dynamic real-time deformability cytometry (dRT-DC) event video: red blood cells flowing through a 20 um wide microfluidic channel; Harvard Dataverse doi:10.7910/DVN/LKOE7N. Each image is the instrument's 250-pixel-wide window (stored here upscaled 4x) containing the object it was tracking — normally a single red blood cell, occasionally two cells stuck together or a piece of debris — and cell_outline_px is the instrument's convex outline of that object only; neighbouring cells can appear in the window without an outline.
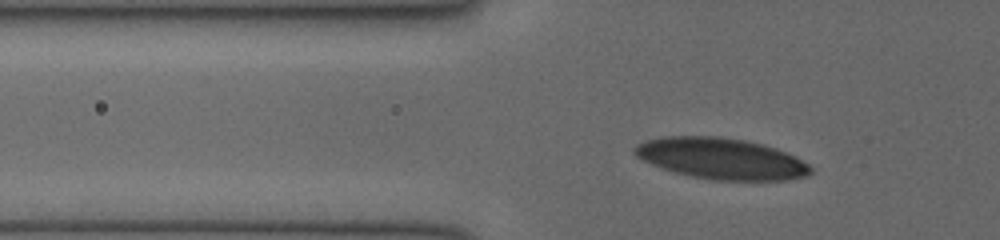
{"species": "human", "species_latin": "Homo sapiens", "temperature_condition": "cold", "stored_images_in_passage": 29, "camera_frame_rate_fps": 3000, "um_per_image_px": 0.085, "donor": {"sex": "female"}, "frame": {"image": 1, "passage_image": 2, "time_ms": 0.333, "image_size_px": [1000, 240], "cell_outline_px": [[812, 172], [808, 176], [788, 180], [712, 180], [692, 176], [676, 172], [652, 164], [636, 156], [632, 152], [632, 148], [636, 144], [648, 140], [664, 136], [716, 136], [744, 140], [764, 144], [776, 148], [808, 164], [812, 168]], "centroid_in_image_um": [61.3, 13.48], "position_along_channel_um": 64.5, "area_um2": 41.96}}
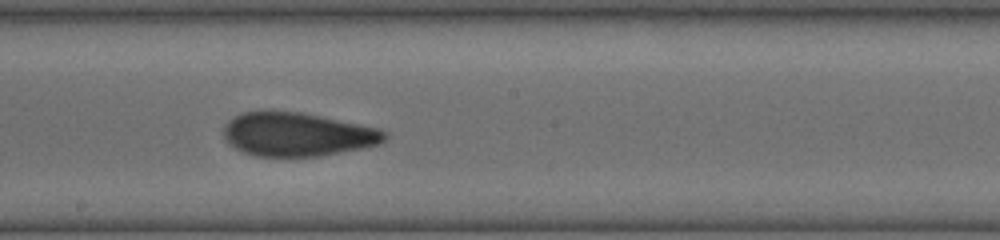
{"frame": {"image": 2, "passage_image": 14, "time_ms": 4.333, "image_size_px": [1000, 240], "cell_outline_px": [[388, 140], [380, 144], [364, 148], [320, 156], [256, 156], [244, 152], [228, 144], [224, 140], [224, 124], [228, 120], [244, 112], [264, 108], [272, 108], [304, 112], [380, 128], [388, 132]], "centroid_in_image_um": [25.29, 11.38], "position_along_channel_um": 222.9, "area_um2": 42.19}}
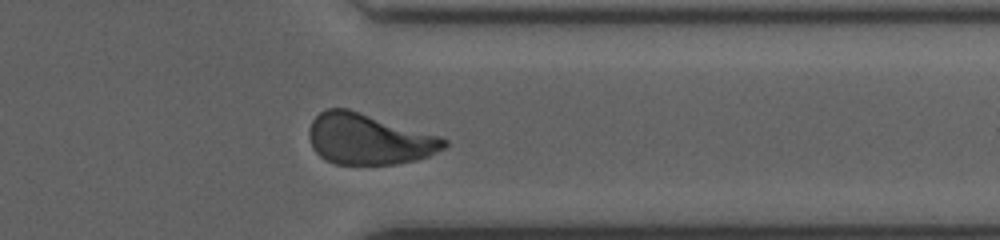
{"frame": {"image": 3, "passage_image": 25, "time_ms": 8.0, "image_size_px": [1000, 240], "cell_outline_px": [[448, 144], [444, 148], [428, 156], [416, 160], [396, 164], [336, 164], [320, 156], [312, 148], [308, 136], [308, 132], [312, 120], [320, 112], [328, 108], [348, 108], [440, 136], [448, 140]], "centroid_in_image_um": [31.34, 11.82], "position_along_channel_um": 380.1, "area_um2": 40.0}}